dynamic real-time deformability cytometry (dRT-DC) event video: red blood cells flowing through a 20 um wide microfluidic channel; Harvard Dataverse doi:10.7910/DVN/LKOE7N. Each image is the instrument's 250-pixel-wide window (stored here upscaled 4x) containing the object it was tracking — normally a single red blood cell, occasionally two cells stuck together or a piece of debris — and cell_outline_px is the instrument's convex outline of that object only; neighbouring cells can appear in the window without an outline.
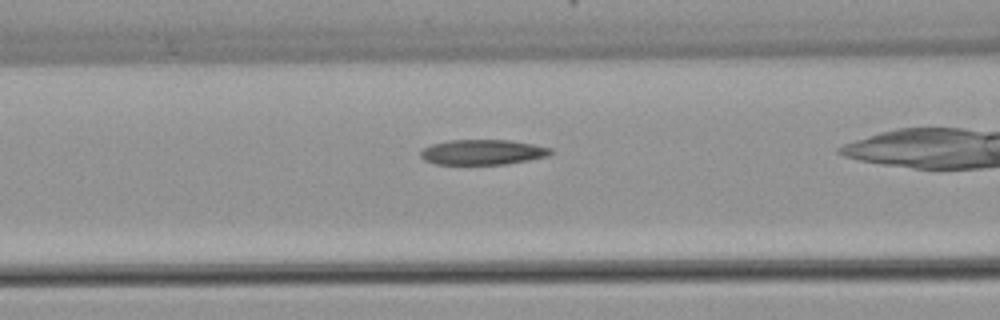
{"species": "common noctule bat (a hibernating species)", "species_latin": "Nyctalus noctula", "temperature_condition": "warm", "stored_images_in_passage": 38, "camera_frame_rate_fps": 3000, "um_per_image_px": 0.085, "animal": {"sex": "female", "body_mass_g": 22.7, "forearm_length_mm": 54.2}, "frame": {"image": 1, "passage_image": 17, "time_ms": 5.333, "image_size_px": [1000, 320], "cell_outline_px": [[552, 152], [548, 156], [508, 164], [436, 164], [424, 160], [420, 156], [420, 152], [424, 148], [432, 144], [448, 140], [512, 140], [552, 148]], "centroid_in_image_um": [41.02, 12.93], "position_along_channel_um": 125.6, "area_um2": 19.07}}
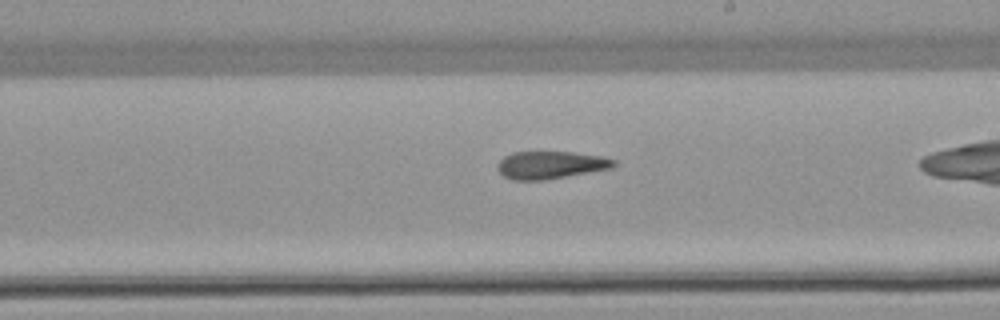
{"frame": {"image": 2, "passage_image": 26, "time_ms": 8.333, "image_size_px": [1000, 320], "cell_outline_px": [[616, 164], [612, 168], [544, 180], [512, 180], [504, 176], [496, 168], [496, 164], [504, 156], [512, 152], [572, 152], [604, 156], [616, 160]], "centroid_in_image_um": [46.79, 14.02], "position_along_channel_um": 242.2, "area_um2": 18.79}}
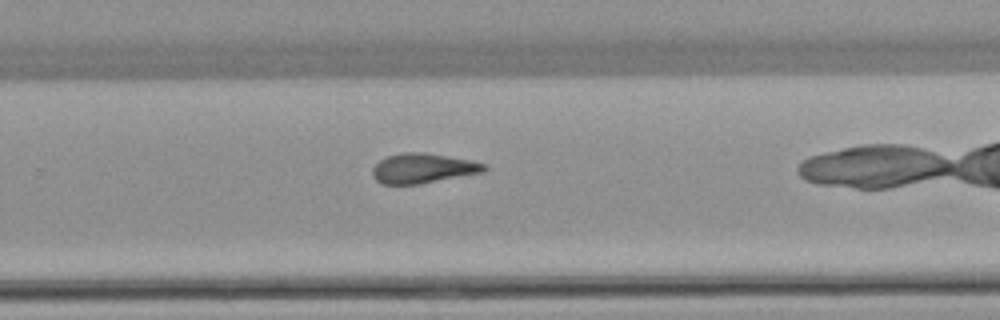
{"frame": {"image": 3, "passage_image": 30, "time_ms": 9.667, "image_size_px": [1000, 320], "cell_outline_px": [[488, 168], [484, 172], [420, 184], [380, 184], [372, 176], [372, 168], [380, 160], [388, 156], [404, 152], [420, 152], [472, 160], [488, 164]], "centroid_in_image_um": [35.97, 14.31], "position_along_channel_um": 293.8, "area_um2": 19.48}}